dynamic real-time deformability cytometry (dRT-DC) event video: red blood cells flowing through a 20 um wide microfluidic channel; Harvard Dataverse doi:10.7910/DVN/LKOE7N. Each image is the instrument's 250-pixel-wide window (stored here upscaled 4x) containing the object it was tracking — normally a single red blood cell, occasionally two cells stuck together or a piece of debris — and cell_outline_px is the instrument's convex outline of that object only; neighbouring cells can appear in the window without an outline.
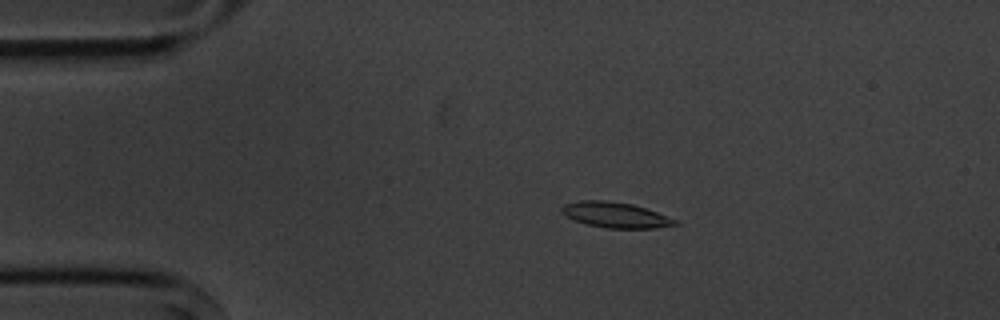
{"species": "common noctule bat (a hibernating species)", "species_latin": "Nyctalus noctula", "temperature_condition": "cold", "stored_images_in_passage": 6, "camera_frame_rate_fps": 3000, "um_per_image_px": 0.085, "animal": {"sex": "male", "body_mass_g": 20.1, "forearm_length_mm": 53.5}, "frame": {"image": 1, "passage_image": 4, "time_ms": 3.333, "image_size_px": [1000, 320], "cell_outline_px": [[680, 224], [652, 228], [608, 228], [588, 224], [576, 220], [560, 212], [560, 208], [564, 204], [580, 200], [604, 200], [632, 204], [656, 212], [676, 220]], "centroid_in_image_um": [52.29, 18.26], "position_along_channel_um": 32.7, "area_um2": 16.53}}
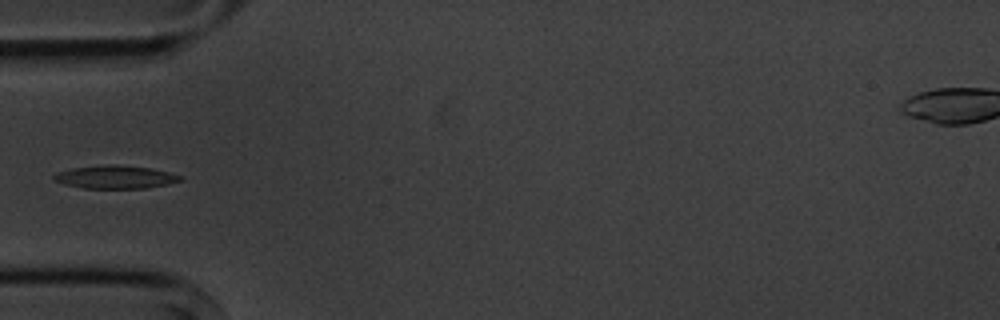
{"frame": {"image": 2, "passage_image": 6, "time_ms": 5.667, "image_size_px": [1000, 320], "cell_outline_px": [[184, 180], [168, 184], [148, 188], [84, 188], [64, 184], [52, 180], [52, 176], [56, 172], [72, 168], [112, 164], [116, 164], [152, 168], [184, 176]], "centroid_in_image_um": [9.82, 15.04], "position_along_channel_um": 75.2, "area_um2": 17.17}}